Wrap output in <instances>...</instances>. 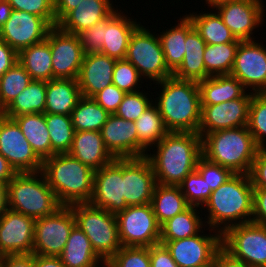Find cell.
<instances>
[{
    "instance_id": "24",
    "label": "cell",
    "mask_w": 266,
    "mask_h": 267,
    "mask_svg": "<svg viewBox=\"0 0 266 267\" xmlns=\"http://www.w3.org/2000/svg\"><path fill=\"white\" fill-rule=\"evenodd\" d=\"M123 13L117 8L106 18L103 45L99 52L117 60L126 58L130 37L141 24Z\"/></svg>"
},
{
    "instance_id": "26",
    "label": "cell",
    "mask_w": 266,
    "mask_h": 267,
    "mask_svg": "<svg viewBox=\"0 0 266 267\" xmlns=\"http://www.w3.org/2000/svg\"><path fill=\"white\" fill-rule=\"evenodd\" d=\"M68 153L94 171L115 159L107 150L100 131H75Z\"/></svg>"
},
{
    "instance_id": "63",
    "label": "cell",
    "mask_w": 266,
    "mask_h": 267,
    "mask_svg": "<svg viewBox=\"0 0 266 267\" xmlns=\"http://www.w3.org/2000/svg\"><path fill=\"white\" fill-rule=\"evenodd\" d=\"M230 1H234V0H205V3L208 4L207 6L214 9V8H216L222 4L228 3Z\"/></svg>"
},
{
    "instance_id": "54",
    "label": "cell",
    "mask_w": 266,
    "mask_h": 267,
    "mask_svg": "<svg viewBox=\"0 0 266 267\" xmlns=\"http://www.w3.org/2000/svg\"><path fill=\"white\" fill-rule=\"evenodd\" d=\"M252 222L266 226V189L254 188Z\"/></svg>"
},
{
    "instance_id": "35",
    "label": "cell",
    "mask_w": 266,
    "mask_h": 267,
    "mask_svg": "<svg viewBox=\"0 0 266 267\" xmlns=\"http://www.w3.org/2000/svg\"><path fill=\"white\" fill-rule=\"evenodd\" d=\"M18 62L32 80H52V55L49 40L32 44L18 53Z\"/></svg>"
},
{
    "instance_id": "52",
    "label": "cell",
    "mask_w": 266,
    "mask_h": 267,
    "mask_svg": "<svg viewBox=\"0 0 266 267\" xmlns=\"http://www.w3.org/2000/svg\"><path fill=\"white\" fill-rule=\"evenodd\" d=\"M253 188L266 189V149H259L249 172Z\"/></svg>"
},
{
    "instance_id": "36",
    "label": "cell",
    "mask_w": 266,
    "mask_h": 267,
    "mask_svg": "<svg viewBox=\"0 0 266 267\" xmlns=\"http://www.w3.org/2000/svg\"><path fill=\"white\" fill-rule=\"evenodd\" d=\"M190 12L186 14L193 23L195 30L206 44H224L230 42H240L224 24L219 14L213 9L205 13ZM214 12V13H213Z\"/></svg>"
},
{
    "instance_id": "57",
    "label": "cell",
    "mask_w": 266,
    "mask_h": 267,
    "mask_svg": "<svg viewBox=\"0 0 266 267\" xmlns=\"http://www.w3.org/2000/svg\"><path fill=\"white\" fill-rule=\"evenodd\" d=\"M212 267H250L241 260L232 257L228 252L221 248L214 259Z\"/></svg>"
},
{
    "instance_id": "7",
    "label": "cell",
    "mask_w": 266,
    "mask_h": 267,
    "mask_svg": "<svg viewBox=\"0 0 266 267\" xmlns=\"http://www.w3.org/2000/svg\"><path fill=\"white\" fill-rule=\"evenodd\" d=\"M76 224L90 240L95 253L106 263L121 247L116 216L90 203L70 205Z\"/></svg>"
},
{
    "instance_id": "49",
    "label": "cell",
    "mask_w": 266,
    "mask_h": 267,
    "mask_svg": "<svg viewBox=\"0 0 266 267\" xmlns=\"http://www.w3.org/2000/svg\"><path fill=\"white\" fill-rule=\"evenodd\" d=\"M196 170L206 181L212 191L222 185L233 173L223 166L213 163L201 156L197 162Z\"/></svg>"
},
{
    "instance_id": "37",
    "label": "cell",
    "mask_w": 266,
    "mask_h": 267,
    "mask_svg": "<svg viewBox=\"0 0 266 267\" xmlns=\"http://www.w3.org/2000/svg\"><path fill=\"white\" fill-rule=\"evenodd\" d=\"M198 208L196 206H190L184 212L166 221L161 226L160 241L189 238L199 234L203 228L205 230L206 227H203L206 226L205 220L203 221V217Z\"/></svg>"
},
{
    "instance_id": "31",
    "label": "cell",
    "mask_w": 266,
    "mask_h": 267,
    "mask_svg": "<svg viewBox=\"0 0 266 267\" xmlns=\"http://www.w3.org/2000/svg\"><path fill=\"white\" fill-rule=\"evenodd\" d=\"M178 24L158 33V37L164 53L165 63L173 73L182 63L186 52V35L194 28L187 15L178 19Z\"/></svg>"
},
{
    "instance_id": "38",
    "label": "cell",
    "mask_w": 266,
    "mask_h": 267,
    "mask_svg": "<svg viewBox=\"0 0 266 267\" xmlns=\"http://www.w3.org/2000/svg\"><path fill=\"white\" fill-rule=\"evenodd\" d=\"M46 87L47 81L32 80L2 114L13 119L22 114L44 113Z\"/></svg>"
},
{
    "instance_id": "34",
    "label": "cell",
    "mask_w": 266,
    "mask_h": 267,
    "mask_svg": "<svg viewBox=\"0 0 266 267\" xmlns=\"http://www.w3.org/2000/svg\"><path fill=\"white\" fill-rule=\"evenodd\" d=\"M150 204L160 226L190 207L179 186L161 184H156Z\"/></svg>"
},
{
    "instance_id": "27",
    "label": "cell",
    "mask_w": 266,
    "mask_h": 267,
    "mask_svg": "<svg viewBox=\"0 0 266 267\" xmlns=\"http://www.w3.org/2000/svg\"><path fill=\"white\" fill-rule=\"evenodd\" d=\"M82 97L76 79H52L47 81L45 114L70 116Z\"/></svg>"
},
{
    "instance_id": "13",
    "label": "cell",
    "mask_w": 266,
    "mask_h": 267,
    "mask_svg": "<svg viewBox=\"0 0 266 267\" xmlns=\"http://www.w3.org/2000/svg\"><path fill=\"white\" fill-rule=\"evenodd\" d=\"M0 154L16 173L38 172L43 161L36 155L17 122L0 113Z\"/></svg>"
},
{
    "instance_id": "19",
    "label": "cell",
    "mask_w": 266,
    "mask_h": 267,
    "mask_svg": "<svg viewBox=\"0 0 266 267\" xmlns=\"http://www.w3.org/2000/svg\"><path fill=\"white\" fill-rule=\"evenodd\" d=\"M52 26L42 17L12 9L10 18L0 28L2 38L17 53L47 38Z\"/></svg>"
},
{
    "instance_id": "29",
    "label": "cell",
    "mask_w": 266,
    "mask_h": 267,
    "mask_svg": "<svg viewBox=\"0 0 266 267\" xmlns=\"http://www.w3.org/2000/svg\"><path fill=\"white\" fill-rule=\"evenodd\" d=\"M186 52L181 65L173 72V76L182 80L200 82L210 75L205 70L204 50L205 41L193 28L185 40Z\"/></svg>"
},
{
    "instance_id": "11",
    "label": "cell",
    "mask_w": 266,
    "mask_h": 267,
    "mask_svg": "<svg viewBox=\"0 0 266 267\" xmlns=\"http://www.w3.org/2000/svg\"><path fill=\"white\" fill-rule=\"evenodd\" d=\"M75 225V215L70 206H62L54 214L36 219L32 253L59 256Z\"/></svg>"
},
{
    "instance_id": "61",
    "label": "cell",
    "mask_w": 266,
    "mask_h": 267,
    "mask_svg": "<svg viewBox=\"0 0 266 267\" xmlns=\"http://www.w3.org/2000/svg\"><path fill=\"white\" fill-rule=\"evenodd\" d=\"M12 7L7 0H0V28L10 18Z\"/></svg>"
},
{
    "instance_id": "12",
    "label": "cell",
    "mask_w": 266,
    "mask_h": 267,
    "mask_svg": "<svg viewBox=\"0 0 266 267\" xmlns=\"http://www.w3.org/2000/svg\"><path fill=\"white\" fill-rule=\"evenodd\" d=\"M206 230L210 231L209 235L202 230L189 238L160 243L166 246L179 267H212L217 252L222 248V233L211 228Z\"/></svg>"
},
{
    "instance_id": "4",
    "label": "cell",
    "mask_w": 266,
    "mask_h": 267,
    "mask_svg": "<svg viewBox=\"0 0 266 267\" xmlns=\"http://www.w3.org/2000/svg\"><path fill=\"white\" fill-rule=\"evenodd\" d=\"M41 171L62 206L90 202L95 171L77 158L54 154L43 161Z\"/></svg>"
},
{
    "instance_id": "18",
    "label": "cell",
    "mask_w": 266,
    "mask_h": 267,
    "mask_svg": "<svg viewBox=\"0 0 266 267\" xmlns=\"http://www.w3.org/2000/svg\"><path fill=\"white\" fill-rule=\"evenodd\" d=\"M253 92L220 104L201 106L198 134L201 138L211 132L244 127L248 124L249 105Z\"/></svg>"
},
{
    "instance_id": "47",
    "label": "cell",
    "mask_w": 266,
    "mask_h": 267,
    "mask_svg": "<svg viewBox=\"0 0 266 267\" xmlns=\"http://www.w3.org/2000/svg\"><path fill=\"white\" fill-rule=\"evenodd\" d=\"M143 80L144 79L140 76L138 70L129 61L126 59L116 60L112 84L117 88L125 93L136 92L142 88L141 83H144L142 82Z\"/></svg>"
},
{
    "instance_id": "9",
    "label": "cell",
    "mask_w": 266,
    "mask_h": 267,
    "mask_svg": "<svg viewBox=\"0 0 266 267\" xmlns=\"http://www.w3.org/2000/svg\"><path fill=\"white\" fill-rule=\"evenodd\" d=\"M222 248L250 267H266V226L253 222L222 232Z\"/></svg>"
},
{
    "instance_id": "33",
    "label": "cell",
    "mask_w": 266,
    "mask_h": 267,
    "mask_svg": "<svg viewBox=\"0 0 266 267\" xmlns=\"http://www.w3.org/2000/svg\"><path fill=\"white\" fill-rule=\"evenodd\" d=\"M36 155L44 161L51 157L50 135L45 121V113L22 114L13 118Z\"/></svg>"
},
{
    "instance_id": "5",
    "label": "cell",
    "mask_w": 266,
    "mask_h": 267,
    "mask_svg": "<svg viewBox=\"0 0 266 267\" xmlns=\"http://www.w3.org/2000/svg\"><path fill=\"white\" fill-rule=\"evenodd\" d=\"M201 139L202 156L207 160L233 174H249L259 148L247 126L214 131Z\"/></svg>"
},
{
    "instance_id": "17",
    "label": "cell",
    "mask_w": 266,
    "mask_h": 267,
    "mask_svg": "<svg viewBox=\"0 0 266 267\" xmlns=\"http://www.w3.org/2000/svg\"><path fill=\"white\" fill-rule=\"evenodd\" d=\"M263 0H234L222 4L214 10L236 39L255 40L253 30L261 26L266 17Z\"/></svg>"
},
{
    "instance_id": "44",
    "label": "cell",
    "mask_w": 266,
    "mask_h": 267,
    "mask_svg": "<svg viewBox=\"0 0 266 267\" xmlns=\"http://www.w3.org/2000/svg\"><path fill=\"white\" fill-rule=\"evenodd\" d=\"M178 186L187 203L190 206L199 207V210L207 202L212 192L197 170L189 173Z\"/></svg>"
},
{
    "instance_id": "59",
    "label": "cell",
    "mask_w": 266,
    "mask_h": 267,
    "mask_svg": "<svg viewBox=\"0 0 266 267\" xmlns=\"http://www.w3.org/2000/svg\"><path fill=\"white\" fill-rule=\"evenodd\" d=\"M34 267H65L59 256H42L34 254Z\"/></svg>"
},
{
    "instance_id": "62",
    "label": "cell",
    "mask_w": 266,
    "mask_h": 267,
    "mask_svg": "<svg viewBox=\"0 0 266 267\" xmlns=\"http://www.w3.org/2000/svg\"><path fill=\"white\" fill-rule=\"evenodd\" d=\"M7 209V189L6 185L0 184V216Z\"/></svg>"
},
{
    "instance_id": "15",
    "label": "cell",
    "mask_w": 266,
    "mask_h": 267,
    "mask_svg": "<svg viewBox=\"0 0 266 267\" xmlns=\"http://www.w3.org/2000/svg\"><path fill=\"white\" fill-rule=\"evenodd\" d=\"M47 39L52 55V79L77 80L84 57L79 36L54 26Z\"/></svg>"
},
{
    "instance_id": "2",
    "label": "cell",
    "mask_w": 266,
    "mask_h": 267,
    "mask_svg": "<svg viewBox=\"0 0 266 267\" xmlns=\"http://www.w3.org/2000/svg\"><path fill=\"white\" fill-rule=\"evenodd\" d=\"M155 85L161 89H159L160 93H156L158 97L153 98L155 99L154 104L157 106L168 131L198 133L201 121L198 82L171 76L155 83Z\"/></svg>"
},
{
    "instance_id": "21",
    "label": "cell",
    "mask_w": 266,
    "mask_h": 267,
    "mask_svg": "<svg viewBox=\"0 0 266 267\" xmlns=\"http://www.w3.org/2000/svg\"><path fill=\"white\" fill-rule=\"evenodd\" d=\"M156 184L146 157L123 159V196L127 206L150 204Z\"/></svg>"
},
{
    "instance_id": "55",
    "label": "cell",
    "mask_w": 266,
    "mask_h": 267,
    "mask_svg": "<svg viewBox=\"0 0 266 267\" xmlns=\"http://www.w3.org/2000/svg\"><path fill=\"white\" fill-rule=\"evenodd\" d=\"M18 62V53L0 38V77Z\"/></svg>"
},
{
    "instance_id": "41",
    "label": "cell",
    "mask_w": 266,
    "mask_h": 267,
    "mask_svg": "<svg viewBox=\"0 0 266 267\" xmlns=\"http://www.w3.org/2000/svg\"><path fill=\"white\" fill-rule=\"evenodd\" d=\"M45 121L50 135L51 156L54 154L68 153L75 134L71 116L45 114Z\"/></svg>"
},
{
    "instance_id": "53",
    "label": "cell",
    "mask_w": 266,
    "mask_h": 267,
    "mask_svg": "<svg viewBox=\"0 0 266 267\" xmlns=\"http://www.w3.org/2000/svg\"><path fill=\"white\" fill-rule=\"evenodd\" d=\"M151 267H179L164 244L150 246Z\"/></svg>"
},
{
    "instance_id": "14",
    "label": "cell",
    "mask_w": 266,
    "mask_h": 267,
    "mask_svg": "<svg viewBox=\"0 0 266 267\" xmlns=\"http://www.w3.org/2000/svg\"><path fill=\"white\" fill-rule=\"evenodd\" d=\"M248 91L266 93V47L256 40L240 41L230 73Z\"/></svg>"
},
{
    "instance_id": "30",
    "label": "cell",
    "mask_w": 266,
    "mask_h": 267,
    "mask_svg": "<svg viewBox=\"0 0 266 267\" xmlns=\"http://www.w3.org/2000/svg\"><path fill=\"white\" fill-rule=\"evenodd\" d=\"M59 257L65 267H100L105 264L77 224L73 227Z\"/></svg>"
},
{
    "instance_id": "43",
    "label": "cell",
    "mask_w": 266,
    "mask_h": 267,
    "mask_svg": "<svg viewBox=\"0 0 266 267\" xmlns=\"http://www.w3.org/2000/svg\"><path fill=\"white\" fill-rule=\"evenodd\" d=\"M247 127L258 148L266 149V93H253Z\"/></svg>"
},
{
    "instance_id": "48",
    "label": "cell",
    "mask_w": 266,
    "mask_h": 267,
    "mask_svg": "<svg viewBox=\"0 0 266 267\" xmlns=\"http://www.w3.org/2000/svg\"><path fill=\"white\" fill-rule=\"evenodd\" d=\"M12 9L25 11L44 18L52 27L56 26L54 0H7Z\"/></svg>"
},
{
    "instance_id": "40",
    "label": "cell",
    "mask_w": 266,
    "mask_h": 267,
    "mask_svg": "<svg viewBox=\"0 0 266 267\" xmlns=\"http://www.w3.org/2000/svg\"><path fill=\"white\" fill-rule=\"evenodd\" d=\"M240 42L206 44L204 50L205 70L210 76L230 75L237 47Z\"/></svg>"
},
{
    "instance_id": "25",
    "label": "cell",
    "mask_w": 266,
    "mask_h": 267,
    "mask_svg": "<svg viewBox=\"0 0 266 267\" xmlns=\"http://www.w3.org/2000/svg\"><path fill=\"white\" fill-rule=\"evenodd\" d=\"M111 0H82L57 26L64 32L78 35L108 18L116 9Z\"/></svg>"
},
{
    "instance_id": "45",
    "label": "cell",
    "mask_w": 266,
    "mask_h": 267,
    "mask_svg": "<svg viewBox=\"0 0 266 267\" xmlns=\"http://www.w3.org/2000/svg\"><path fill=\"white\" fill-rule=\"evenodd\" d=\"M143 91L142 89L141 91L126 93L114 114L128 121H136L154 102L148 91L147 93L145 91L143 93Z\"/></svg>"
},
{
    "instance_id": "60",
    "label": "cell",
    "mask_w": 266,
    "mask_h": 267,
    "mask_svg": "<svg viewBox=\"0 0 266 267\" xmlns=\"http://www.w3.org/2000/svg\"><path fill=\"white\" fill-rule=\"evenodd\" d=\"M15 174V170L10 166L7 159L0 154V184L7 186Z\"/></svg>"
},
{
    "instance_id": "3",
    "label": "cell",
    "mask_w": 266,
    "mask_h": 267,
    "mask_svg": "<svg viewBox=\"0 0 266 267\" xmlns=\"http://www.w3.org/2000/svg\"><path fill=\"white\" fill-rule=\"evenodd\" d=\"M253 191L248 174H233L211 192L201 208V212L208 210L206 227L222 233L231 226L252 222Z\"/></svg>"
},
{
    "instance_id": "10",
    "label": "cell",
    "mask_w": 266,
    "mask_h": 267,
    "mask_svg": "<svg viewBox=\"0 0 266 267\" xmlns=\"http://www.w3.org/2000/svg\"><path fill=\"white\" fill-rule=\"evenodd\" d=\"M115 216L122 246L150 247L160 243L161 226L151 204L128 206Z\"/></svg>"
},
{
    "instance_id": "23",
    "label": "cell",
    "mask_w": 266,
    "mask_h": 267,
    "mask_svg": "<svg viewBox=\"0 0 266 267\" xmlns=\"http://www.w3.org/2000/svg\"><path fill=\"white\" fill-rule=\"evenodd\" d=\"M116 60L99 52L84 54L77 78L82 96L93 97L112 84Z\"/></svg>"
},
{
    "instance_id": "50",
    "label": "cell",
    "mask_w": 266,
    "mask_h": 267,
    "mask_svg": "<svg viewBox=\"0 0 266 267\" xmlns=\"http://www.w3.org/2000/svg\"><path fill=\"white\" fill-rule=\"evenodd\" d=\"M105 27L106 19L78 34L84 54L97 53L101 51Z\"/></svg>"
},
{
    "instance_id": "22",
    "label": "cell",
    "mask_w": 266,
    "mask_h": 267,
    "mask_svg": "<svg viewBox=\"0 0 266 267\" xmlns=\"http://www.w3.org/2000/svg\"><path fill=\"white\" fill-rule=\"evenodd\" d=\"M100 132L115 159L138 158L137 129L133 121L110 114Z\"/></svg>"
},
{
    "instance_id": "8",
    "label": "cell",
    "mask_w": 266,
    "mask_h": 267,
    "mask_svg": "<svg viewBox=\"0 0 266 267\" xmlns=\"http://www.w3.org/2000/svg\"><path fill=\"white\" fill-rule=\"evenodd\" d=\"M125 59L138 70L142 78L150 79V87L152 81L157 83L173 76L165 63L158 33L155 35L141 24L130 37Z\"/></svg>"
},
{
    "instance_id": "42",
    "label": "cell",
    "mask_w": 266,
    "mask_h": 267,
    "mask_svg": "<svg viewBox=\"0 0 266 267\" xmlns=\"http://www.w3.org/2000/svg\"><path fill=\"white\" fill-rule=\"evenodd\" d=\"M31 81L30 75L19 62L0 77V113L15 100Z\"/></svg>"
},
{
    "instance_id": "39",
    "label": "cell",
    "mask_w": 266,
    "mask_h": 267,
    "mask_svg": "<svg viewBox=\"0 0 266 267\" xmlns=\"http://www.w3.org/2000/svg\"><path fill=\"white\" fill-rule=\"evenodd\" d=\"M70 116L75 131H100L110 113L92 97L82 96Z\"/></svg>"
},
{
    "instance_id": "1",
    "label": "cell",
    "mask_w": 266,
    "mask_h": 267,
    "mask_svg": "<svg viewBox=\"0 0 266 267\" xmlns=\"http://www.w3.org/2000/svg\"><path fill=\"white\" fill-rule=\"evenodd\" d=\"M151 149L154 154L147 153L146 158L151 163L157 184L178 186L196 170L202 156V139L194 132H169Z\"/></svg>"
},
{
    "instance_id": "20",
    "label": "cell",
    "mask_w": 266,
    "mask_h": 267,
    "mask_svg": "<svg viewBox=\"0 0 266 267\" xmlns=\"http://www.w3.org/2000/svg\"><path fill=\"white\" fill-rule=\"evenodd\" d=\"M35 219L9 208L0 216V257L31 254Z\"/></svg>"
},
{
    "instance_id": "16",
    "label": "cell",
    "mask_w": 266,
    "mask_h": 267,
    "mask_svg": "<svg viewBox=\"0 0 266 267\" xmlns=\"http://www.w3.org/2000/svg\"><path fill=\"white\" fill-rule=\"evenodd\" d=\"M89 203L114 215L128 207L123 196V159H114L95 170L93 195Z\"/></svg>"
},
{
    "instance_id": "6",
    "label": "cell",
    "mask_w": 266,
    "mask_h": 267,
    "mask_svg": "<svg viewBox=\"0 0 266 267\" xmlns=\"http://www.w3.org/2000/svg\"><path fill=\"white\" fill-rule=\"evenodd\" d=\"M6 189L7 208L35 220L62 207L42 171L16 173Z\"/></svg>"
},
{
    "instance_id": "32",
    "label": "cell",
    "mask_w": 266,
    "mask_h": 267,
    "mask_svg": "<svg viewBox=\"0 0 266 267\" xmlns=\"http://www.w3.org/2000/svg\"><path fill=\"white\" fill-rule=\"evenodd\" d=\"M134 123L138 137V158L146 157L148 151L169 133L154 102Z\"/></svg>"
},
{
    "instance_id": "56",
    "label": "cell",
    "mask_w": 266,
    "mask_h": 267,
    "mask_svg": "<svg viewBox=\"0 0 266 267\" xmlns=\"http://www.w3.org/2000/svg\"><path fill=\"white\" fill-rule=\"evenodd\" d=\"M0 267H34V254L4 255Z\"/></svg>"
},
{
    "instance_id": "64",
    "label": "cell",
    "mask_w": 266,
    "mask_h": 267,
    "mask_svg": "<svg viewBox=\"0 0 266 267\" xmlns=\"http://www.w3.org/2000/svg\"><path fill=\"white\" fill-rule=\"evenodd\" d=\"M102 267H109L106 263L104 265H102Z\"/></svg>"
},
{
    "instance_id": "28",
    "label": "cell",
    "mask_w": 266,
    "mask_h": 267,
    "mask_svg": "<svg viewBox=\"0 0 266 267\" xmlns=\"http://www.w3.org/2000/svg\"><path fill=\"white\" fill-rule=\"evenodd\" d=\"M201 106H210L241 98L248 90L231 75L210 76L198 82Z\"/></svg>"
},
{
    "instance_id": "46",
    "label": "cell",
    "mask_w": 266,
    "mask_h": 267,
    "mask_svg": "<svg viewBox=\"0 0 266 267\" xmlns=\"http://www.w3.org/2000/svg\"><path fill=\"white\" fill-rule=\"evenodd\" d=\"M106 264L109 267H151L150 247L122 246Z\"/></svg>"
},
{
    "instance_id": "58",
    "label": "cell",
    "mask_w": 266,
    "mask_h": 267,
    "mask_svg": "<svg viewBox=\"0 0 266 267\" xmlns=\"http://www.w3.org/2000/svg\"><path fill=\"white\" fill-rule=\"evenodd\" d=\"M81 1L82 0H54L56 26L72 9H75Z\"/></svg>"
},
{
    "instance_id": "51",
    "label": "cell",
    "mask_w": 266,
    "mask_h": 267,
    "mask_svg": "<svg viewBox=\"0 0 266 267\" xmlns=\"http://www.w3.org/2000/svg\"><path fill=\"white\" fill-rule=\"evenodd\" d=\"M125 92L117 88L114 84H111L99 91L92 98L110 114H114L123 101Z\"/></svg>"
}]
</instances>
